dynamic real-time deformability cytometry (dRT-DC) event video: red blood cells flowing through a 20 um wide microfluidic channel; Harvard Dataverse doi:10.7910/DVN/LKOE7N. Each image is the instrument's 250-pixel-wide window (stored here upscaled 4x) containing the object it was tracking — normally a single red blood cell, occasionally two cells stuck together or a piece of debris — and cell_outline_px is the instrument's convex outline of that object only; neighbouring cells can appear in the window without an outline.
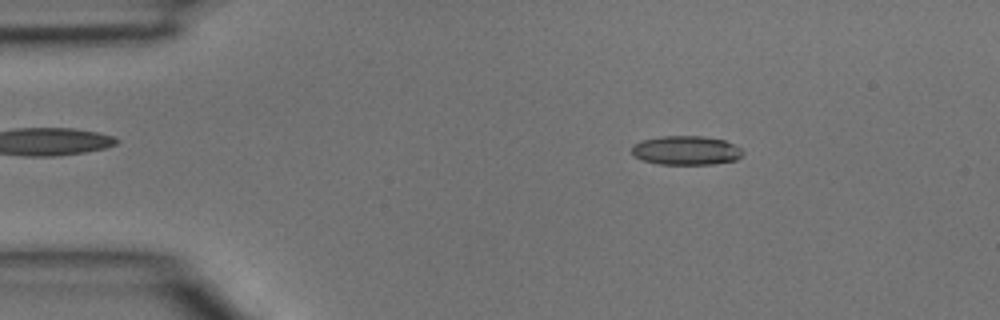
{"species": "common noctule bat (a hibernating species)", "species_latin": "Nyctalus noctula", "temperature_condition": "room temperature", "stored_images_in_passage": 3, "camera_frame_rate_fps": 3000, "um_per_image_px": 0.085, "animal": {"sex": "male", "body_mass_g": 15.6}, "frame": {"image": 1, "passage_image": 1, "time_ms": 0.0, "image_size_px": [1000, 320], "cell_outline_px": [[744, 152], [736, 160], [712, 164], [656, 164], [644, 160], [636, 156], [632, 152], [632, 144], [640, 140], [660, 136], [700, 136], [724, 140], [740, 148]], "centroid_in_image_um": [58.29, 12.78], "position_along_channel_um": 26.7, "area_um2": 18.73}}
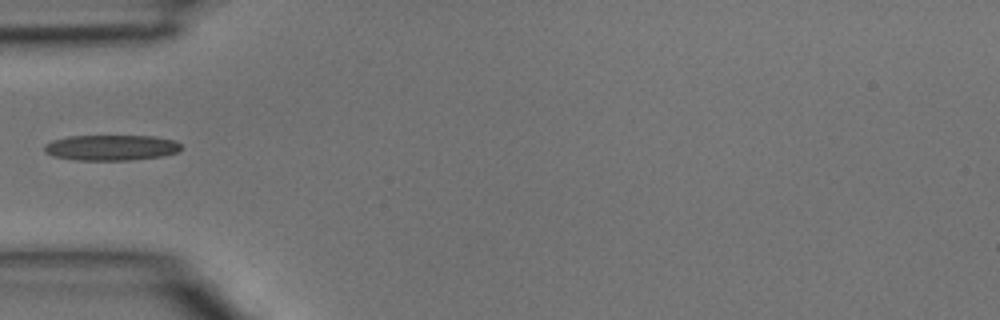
{"frame": {"image": 2, "passage_image": 3, "time_ms": 0.667, "image_size_px": [1000, 320], "cell_outline_px": [[180, 148], [176, 152], [164, 156], [128, 160], [76, 160], [56, 156], [44, 152], [44, 144], [52, 140], [68, 136], [156, 136], [172, 140], [180, 144]], "centroid_in_image_um": [9.42, 12.54], "position_along_channel_um": 75.6, "area_um2": 20.29}}